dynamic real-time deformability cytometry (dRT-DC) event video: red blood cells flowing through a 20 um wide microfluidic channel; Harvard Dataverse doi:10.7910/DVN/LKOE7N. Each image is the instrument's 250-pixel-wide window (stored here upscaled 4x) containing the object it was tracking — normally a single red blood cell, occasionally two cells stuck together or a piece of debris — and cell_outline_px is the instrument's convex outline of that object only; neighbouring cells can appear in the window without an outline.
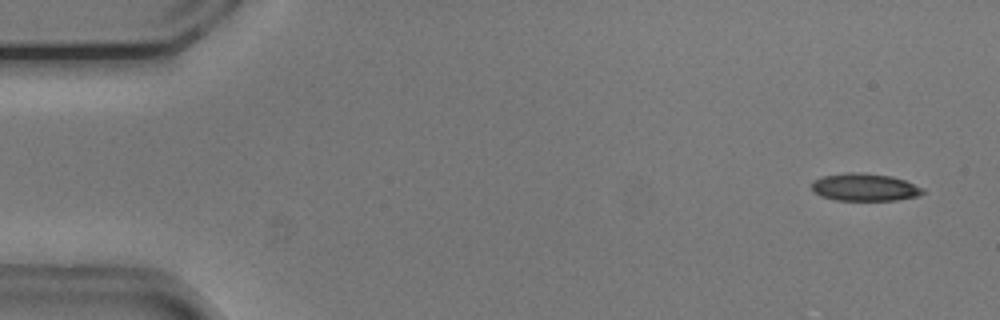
{"species": "common noctule bat (a hibernating species)", "species_latin": "Nyctalus noctula", "temperature_condition": "cold", "stored_images_in_passage": 16, "camera_frame_rate_fps": 3000, "um_per_image_px": 0.085, "animal": {"sex": "male", "body_mass_g": 20.5, "forearm_length_mm": 52.5}, "frame": {"image": 1, "passage_image": 3, "time_ms": 0.667, "image_size_px": [1000, 320], "cell_outline_px": [[924, 192], [916, 196], [896, 200], [836, 200], [820, 196], [812, 188], [812, 180], [820, 176], [848, 172], [856, 172], [892, 176], [904, 180], [924, 188]], "centroid_in_image_um": [73.47, 15.9], "position_along_channel_um": 11.5, "area_um2": 17.8}}